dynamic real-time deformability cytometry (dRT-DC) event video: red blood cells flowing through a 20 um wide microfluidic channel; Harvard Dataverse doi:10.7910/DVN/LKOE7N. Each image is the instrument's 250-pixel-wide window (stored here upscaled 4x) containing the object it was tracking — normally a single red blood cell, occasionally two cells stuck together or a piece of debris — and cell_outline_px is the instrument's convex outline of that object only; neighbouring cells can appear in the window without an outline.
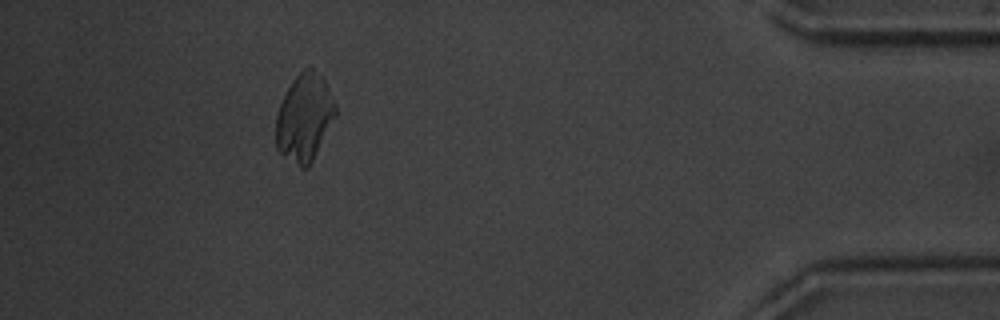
{"species": "common noctule bat (a hibernating species)", "species_latin": "Nyctalus noctula", "temperature_condition": "warm", "stored_images_in_passage": 46, "camera_frame_rate_fps": 3000, "um_per_image_px": 0.085, "animal": {"sex": "male", "body_mass_g": 20.1, "forearm_length_mm": 53.5}, "frame": {"image": 1, "passage_image": 41, "time_ms": 13.333, "image_size_px": [1000, 320], "cell_outline_px": [[336, 116], [308, 168], [300, 168], [280, 152], [276, 148], [276, 116], [280, 104], [292, 80], [308, 64], [324, 76], [336, 104]], "centroid_in_image_um": [25.9, 9.95], "position_along_channel_um": 409.3, "area_um2": 30.52}}